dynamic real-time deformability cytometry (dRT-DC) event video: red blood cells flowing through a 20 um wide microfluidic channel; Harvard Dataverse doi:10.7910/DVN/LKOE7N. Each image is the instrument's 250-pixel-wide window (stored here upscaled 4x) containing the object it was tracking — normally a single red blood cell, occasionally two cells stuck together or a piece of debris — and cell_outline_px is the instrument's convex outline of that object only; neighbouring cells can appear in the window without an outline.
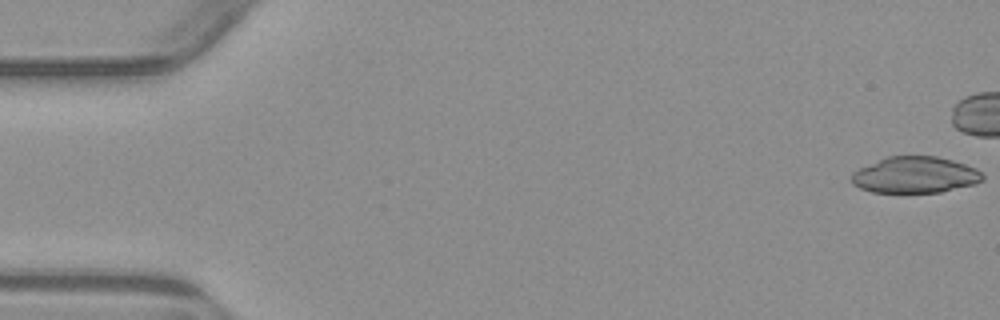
{"species": "common noctule bat (a hibernating species)", "species_latin": "Nyctalus noctula", "temperature_condition": "warm", "stored_images_in_passage": 6, "camera_frame_rate_fps": 3000, "um_per_image_px": 0.085, "animal": {"sex": "male", "body_mass_g": 23.1, "forearm_length_mm": 52.7}, "frame": {"image": 1, "passage_image": 1, "time_ms": 0.0, "image_size_px": [1000, 320], "cell_outline_px": [[984, 180], [976, 184], [940, 192], [872, 192], [860, 188], [852, 184], [852, 172], [860, 168], [888, 156], [936, 156], [952, 160], [976, 168], [984, 176]], "centroid_in_image_um": [77.8, 14.87], "position_along_channel_um": 7.2, "area_um2": 27.63}}
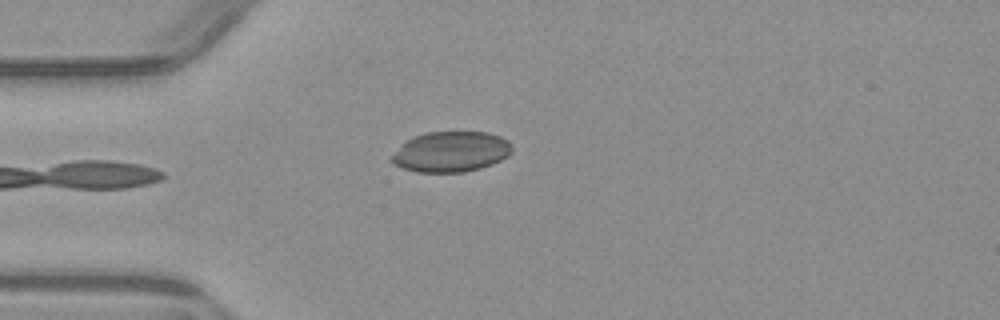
{"frame": {"image": 2, "passage_image": 5, "time_ms": 5.667, "image_size_px": [1000, 320], "cell_outline_px": [[512, 152], [508, 156], [492, 164], [480, 168], [464, 172], [416, 172], [392, 164], [388, 160], [412, 136], [428, 132], [488, 132], [500, 136], [508, 140], [512, 148]], "centroid_in_image_um": [38.35, 12.9], "position_along_channel_um": 46.7, "area_um2": 28.32}}